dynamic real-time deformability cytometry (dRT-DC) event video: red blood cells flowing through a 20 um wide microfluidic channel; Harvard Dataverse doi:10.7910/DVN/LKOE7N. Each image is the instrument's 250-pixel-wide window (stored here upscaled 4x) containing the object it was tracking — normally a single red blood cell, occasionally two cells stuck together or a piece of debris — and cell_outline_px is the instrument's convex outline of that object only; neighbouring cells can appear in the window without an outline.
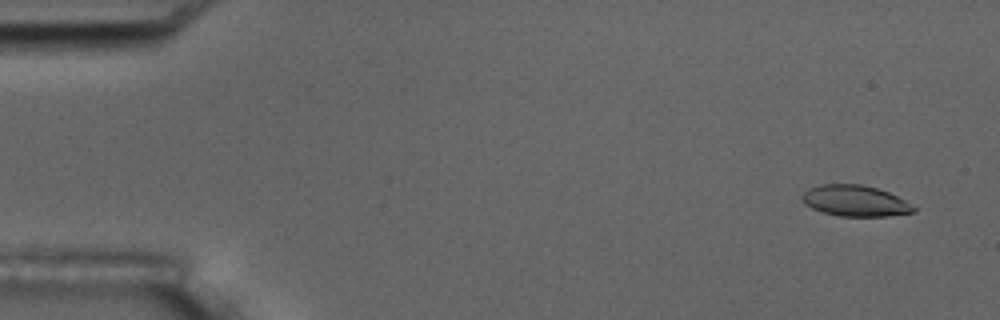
{"species": "common noctule bat (a hibernating species)", "species_latin": "Nyctalus noctula", "temperature_condition": "room temperature", "stored_images_in_passage": 9, "camera_frame_rate_fps": 3000, "um_per_image_px": 0.085, "animal": {"sex": "male", "body_mass_g": 17.5, "forearm_length_mm": 52.3}, "frame": {"image": 1, "passage_image": 1, "time_ms": 0.0, "image_size_px": [1000, 320], "cell_outline_px": [[916, 212], [888, 216], [840, 216], [824, 212], [812, 208], [804, 204], [800, 200], [800, 196], [808, 188], [820, 184], [860, 184], [876, 188], [888, 192], [904, 200], [916, 208]], "centroid_in_image_um": [72.65, 17.07], "position_along_channel_um": 12.4, "area_um2": 20.17}}
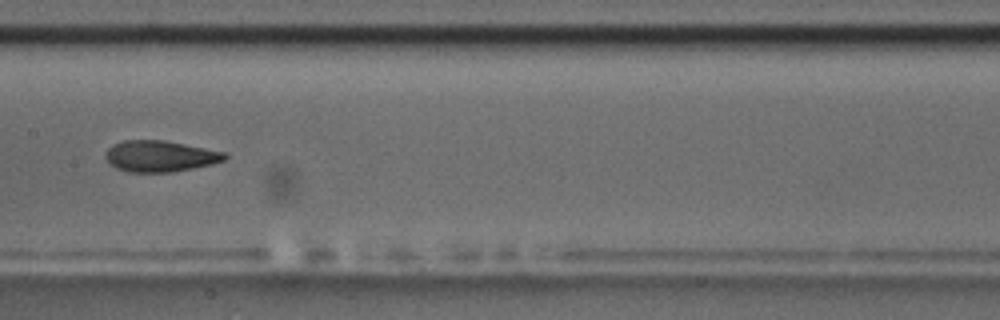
{"frame": {"image": 2, "passage_image": 8, "time_ms": 8.333, "image_size_px": [1000, 320], "cell_outline_px": [[228, 156], [224, 160], [212, 164], [172, 172], [128, 172], [116, 168], [108, 164], [104, 156], [108, 148], [112, 144], [124, 140], [164, 140], [224, 152]], "centroid_in_image_um": [13.55, 13.28], "position_along_channel_um": 193.9, "area_um2": 21.68}}
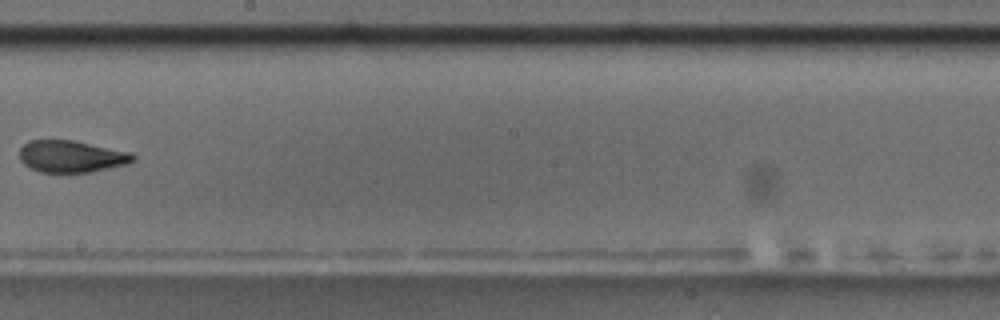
{"frame": {"image": 3, "passage_image": 9, "time_ms": 9.667, "image_size_px": [1000, 320], "cell_outline_px": [[136, 160], [128, 164], [92, 172], [40, 172], [28, 168], [20, 160], [20, 148], [28, 140], [72, 140], [132, 152], [136, 156]], "centroid_in_image_um": [6.09, 13.3], "position_along_channel_um": 242.1, "area_um2": 21.33}}